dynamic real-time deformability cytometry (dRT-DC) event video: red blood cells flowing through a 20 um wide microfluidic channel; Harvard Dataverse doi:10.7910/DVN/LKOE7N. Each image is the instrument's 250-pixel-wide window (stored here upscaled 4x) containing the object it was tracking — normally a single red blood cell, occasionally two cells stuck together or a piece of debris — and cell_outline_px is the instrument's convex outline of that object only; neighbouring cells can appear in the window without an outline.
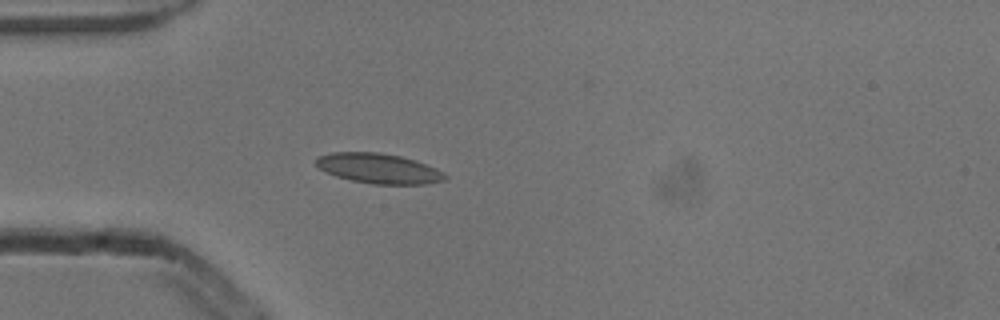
{"species": "common noctule bat (a hibernating species)", "species_latin": "Nyctalus noctula", "temperature_condition": "cold", "stored_images_in_passage": 3, "camera_frame_rate_fps": 3000, "um_per_image_px": 0.085, "animal": {"sex": "male", "body_mass_g": 13.3}, "frame": {"image": 1, "passage_image": 3, "time_ms": 0.667, "image_size_px": [1000, 320], "cell_outline_px": [[448, 176], [444, 180], [428, 184], [372, 184], [352, 180], [336, 176], [320, 168], [316, 164], [316, 156], [332, 152], [380, 152], [400, 156], [416, 160], [436, 168], [444, 172]], "centroid_in_image_um": [32.21, 14.31], "position_along_channel_um": 52.8, "area_um2": 22.6}}